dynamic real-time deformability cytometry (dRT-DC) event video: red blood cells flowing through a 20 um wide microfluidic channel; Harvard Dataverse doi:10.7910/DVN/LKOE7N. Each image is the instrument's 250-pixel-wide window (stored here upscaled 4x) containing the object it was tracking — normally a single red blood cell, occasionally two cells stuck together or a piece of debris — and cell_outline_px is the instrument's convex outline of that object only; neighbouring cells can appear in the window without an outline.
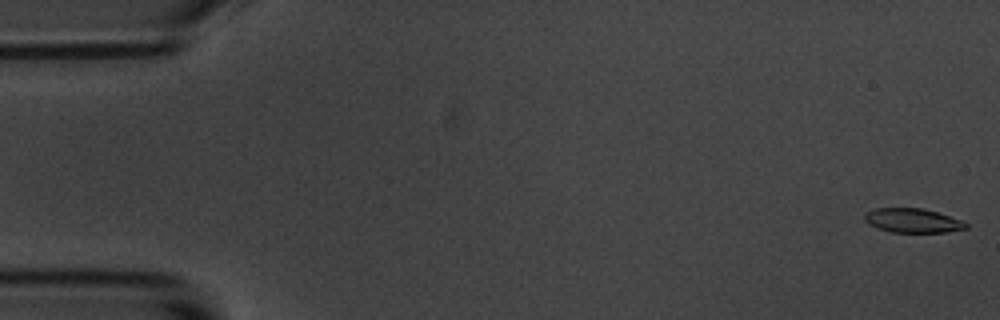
{"species": "common noctule bat (a hibernating species)", "species_latin": "Nyctalus noctula", "temperature_condition": "room temperature", "stored_images_in_passage": 8, "camera_frame_rate_fps": 3000, "um_per_image_px": 0.085, "animal": {"sex": "male", "body_mass_g": 20.1, "forearm_length_mm": 53.5}, "frame": {"image": 1, "passage_image": 1, "time_ms": 0.0, "image_size_px": [1000, 320], "cell_outline_px": [[968, 228], [944, 232], [892, 232], [876, 228], [868, 224], [864, 220], [864, 212], [876, 208], [920, 208], [936, 212], [960, 220], [968, 224]], "centroid_in_image_um": [77.51, 18.75], "position_along_channel_um": 7.5, "area_um2": 14.22}}
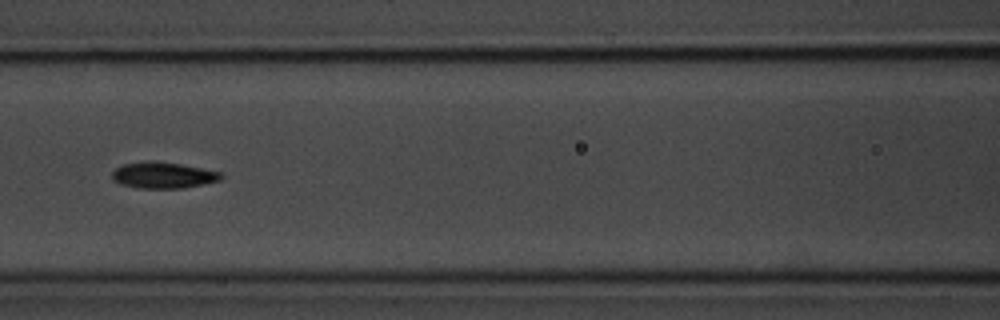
{"frame": {"image": 2, "passage_image": 7, "time_ms": 8.0, "image_size_px": [1000, 320], "cell_outline_px": [[224, 176], [220, 180], [184, 188], [140, 188], [120, 184], [112, 180], [112, 172], [116, 168], [124, 164], [148, 160], [156, 160], [180, 164], [220, 172]], "centroid_in_image_um": [13.83, 14.88], "position_along_channel_um": 152.8, "area_um2": 16.65}}
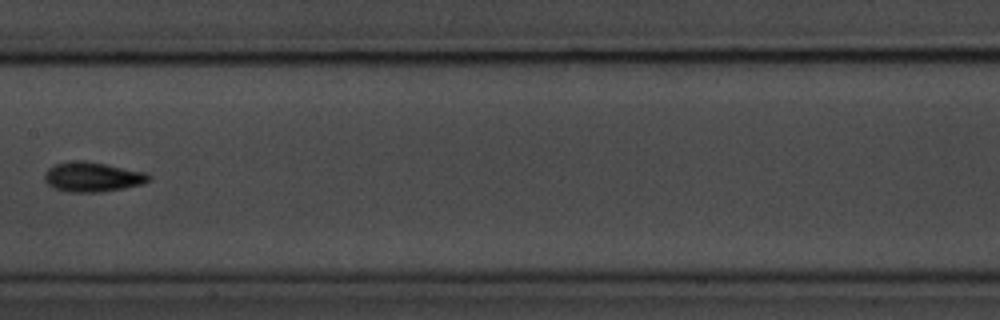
{"frame": {"image": 3, "passage_image": 8, "time_ms": 9.333, "image_size_px": [1000, 320], "cell_outline_px": [[152, 176], [144, 184], [124, 188], [100, 192], [68, 192], [56, 188], [48, 184], [44, 180], [44, 176], [48, 168], [56, 164], [72, 160], [84, 160], [148, 172]], "centroid_in_image_um": [7.89, 15.03], "position_along_channel_um": 199.5, "area_um2": 18.15}}